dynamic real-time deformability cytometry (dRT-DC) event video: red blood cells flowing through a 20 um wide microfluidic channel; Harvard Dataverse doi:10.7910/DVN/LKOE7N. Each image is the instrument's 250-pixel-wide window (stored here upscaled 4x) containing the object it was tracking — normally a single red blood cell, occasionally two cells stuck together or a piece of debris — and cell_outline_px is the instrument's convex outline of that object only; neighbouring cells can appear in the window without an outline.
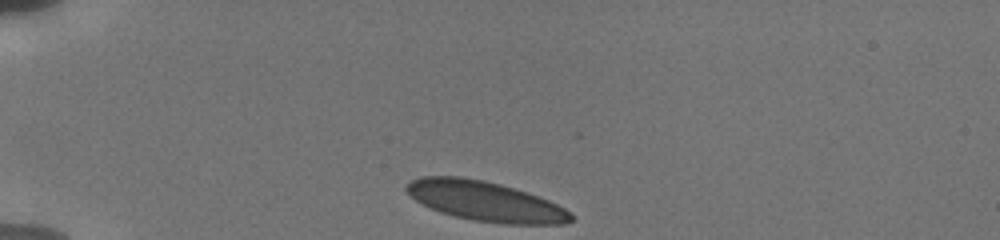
{"species": "human", "species_latin": "Homo sapiens", "temperature_condition": "cold", "stored_images_in_passage": 29, "camera_frame_rate_fps": 3000, "um_per_image_px": 0.085, "donor": {"sex": "male"}, "frame": {"image": 1, "passage_image": 1, "time_ms": 0.0, "image_size_px": [1000, 240], "cell_outline_px": [[572, 220], [564, 224], [504, 224], [472, 220], [440, 212], [416, 200], [404, 188], [412, 180], [420, 176], [460, 176], [484, 180], [500, 184], [528, 192], [548, 200], [572, 212]], "centroid_in_image_um": [41.27, 17.1], "position_along_channel_um": 43.7, "area_um2": 37.97}}
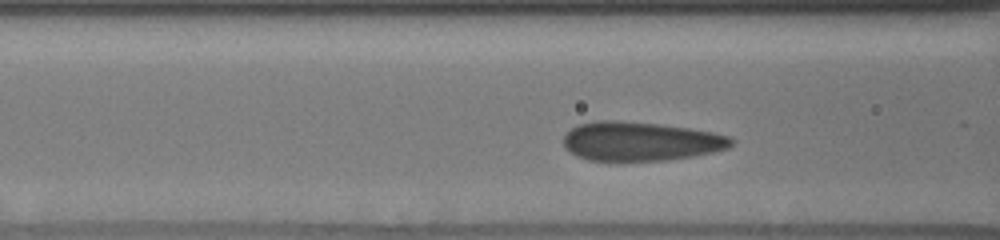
{"frame": {"image": 2, "passage_image": 15, "time_ms": 3.0, "image_size_px": [1000, 240], "cell_outline_px": [[732, 144], [728, 148], [712, 152], [692, 156], [668, 160], [588, 160], [576, 156], [564, 148], [564, 136], [576, 124], [596, 120], [616, 120], [660, 124], [688, 128], [712, 132], [728, 136], [732, 140]], "centroid_in_image_um": [54.4, 12.0], "position_along_channel_um": 112.2, "area_um2": 38.03}}
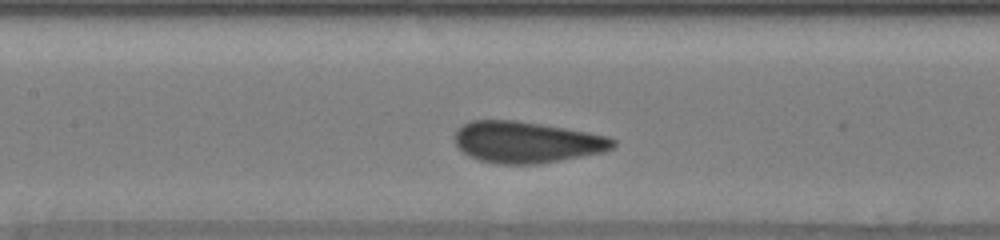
{"frame": {"image": 3, "passage_image": 24, "time_ms": 4.333, "image_size_px": [1000, 240], "cell_outline_px": [[616, 144], [612, 148], [604, 152], [540, 164], [500, 164], [480, 160], [464, 152], [456, 144], [456, 132], [464, 124], [472, 120], [516, 120], [564, 128], [608, 136], [616, 140]], "centroid_in_image_um": [44.81, 12.09], "position_along_channel_um": 162.6, "area_um2": 37.8}}